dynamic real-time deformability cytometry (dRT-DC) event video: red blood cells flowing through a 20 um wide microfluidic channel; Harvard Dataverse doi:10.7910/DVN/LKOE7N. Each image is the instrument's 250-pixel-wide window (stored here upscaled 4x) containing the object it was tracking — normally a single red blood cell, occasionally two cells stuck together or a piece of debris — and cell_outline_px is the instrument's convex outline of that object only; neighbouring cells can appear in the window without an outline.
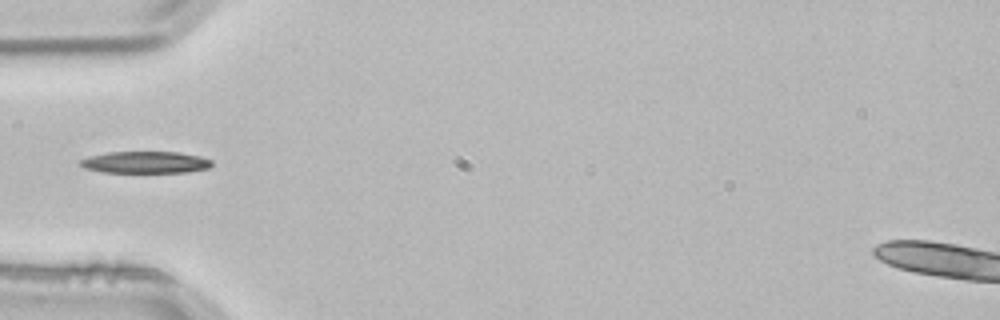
{"species": "common noctule bat (a hibernating species)", "species_latin": "Nyctalus noctula", "temperature_condition": "room temperature", "stored_images_in_passage": 4, "camera_frame_rate_fps": 3000, "um_per_image_px": 0.085, "animal": {"sex": "male", "body_mass_g": 21.5, "forearm_length_mm": 52.0}, "frame": {"image": 1, "passage_image": 4, "time_ms": 1.0, "image_size_px": [1000, 320], "cell_outline_px": [[212, 164], [208, 168], [188, 172], [104, 172], [84, 168], [76, 164], [80, 160], [88, 156], [108, 152], [176, 152], [200, 156], [212, 160]], "centroid_in_image_um": [12.32, 13.79], "position_along_channel_um": 72.7, "area_um2": 16.76}}